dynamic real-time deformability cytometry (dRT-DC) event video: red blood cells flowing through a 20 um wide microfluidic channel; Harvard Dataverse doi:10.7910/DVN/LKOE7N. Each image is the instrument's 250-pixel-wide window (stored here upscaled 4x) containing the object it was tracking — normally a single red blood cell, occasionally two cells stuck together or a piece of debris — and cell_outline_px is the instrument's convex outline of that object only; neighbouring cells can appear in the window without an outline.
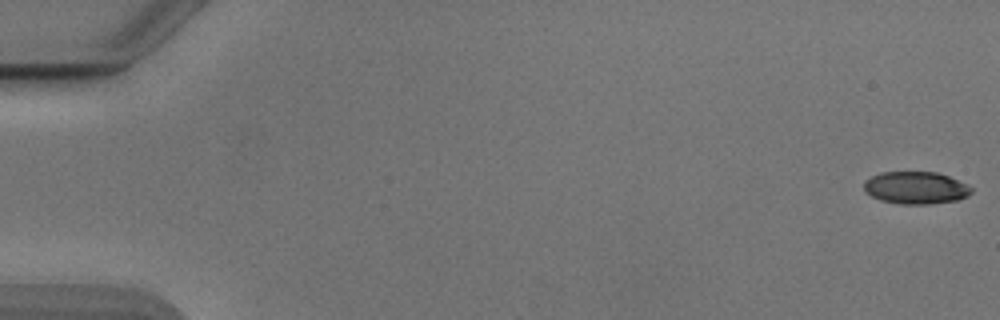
{"species": "Egyptian fruit bat (a non-hibernating species)", "species_latin": "Rousettus aegyptiacus", "temperature_condition": "cold", "stored_images_in_passage": 6, "camera_frame_rate_fps": 3000, "um_per_image_px": 0.085, "animal": {"sex": "male"}, "frame": {"image": 1, "passage_image": 1, "time_ms": 0.0, "image_size_px": [1000, 320], "cell_outline_px": [[972, 192], [968, 196], [956, 200], [928, 204], [904, 204], [880, 200], [864, 192], [864, 180], [880, 172], [936, 172], [948, 176], [972, 188]], "centroid_in_image_um": [77.8, 15.96], "position_along_channel_um": 7.2, "area_um2": 20.11}}